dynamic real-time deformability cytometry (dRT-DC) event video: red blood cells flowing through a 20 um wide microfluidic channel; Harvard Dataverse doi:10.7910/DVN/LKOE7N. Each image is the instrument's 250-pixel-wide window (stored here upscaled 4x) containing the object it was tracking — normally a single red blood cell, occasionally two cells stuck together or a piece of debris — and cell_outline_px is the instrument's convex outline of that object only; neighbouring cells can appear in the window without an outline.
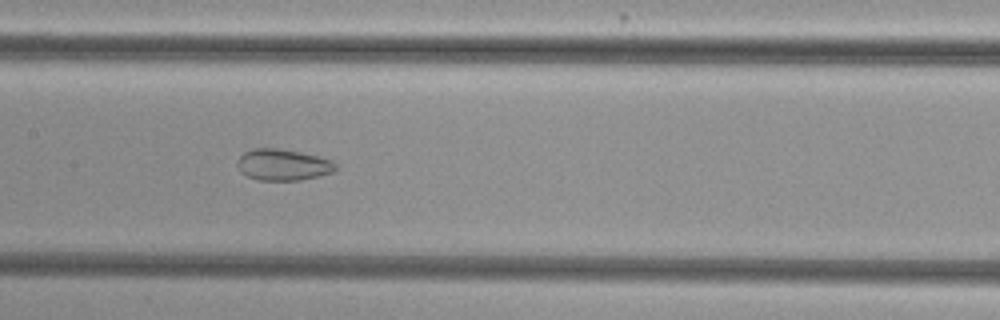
{"species": "common noctule bat (a hibernating species)", "species_latin": "Nyctalus noctula", "temperature_condition": "cold", "stored_images_in_passage": 37, "camera_frame_rate_fps": 3000, "um_per_image_px": 0.085, "animal": {"sex": "female", "body_mass_g": 29.2, "forearm_length_mm": 56.3}, "frame": {"image": 1, "passage_image": 16, "time_ms": 5.0, "image_size_px": [1000, 320], "cell_outline_px": [[336, 168], [332, 172], [320, 176], [300, 180], [256, 180], [240, 172], [236, 164], [240, 156], [244, 152], [252, 148], [276, 148], [300, 152], [320, 156], [332, 160], [336, 164]], "centroid_in_image_um": [24.04, 14.0], "position_along_channel_um": 183.4, "area_um2": 18.09}}
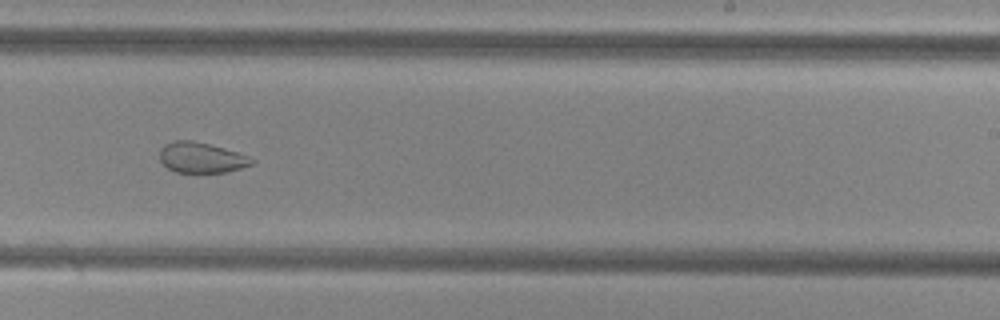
{"frame": {"image": 2, "passage_image": 23, "time_ms": 7.333, "image_size_px": [1000, 320], "cell_outline_px": [[256, 160], [252, 164], [240, 168], [224, 172], [196, 176], [176, 172], [168, 168], [160, 160], [160, 148], [164, 144], [172, 140], [192, 140], [224, 148], [248, 156]], "centroid_in_image_um": [17.08, 13.44], "position_along_channel_um": 271.9, "area_um2": 16.94}}
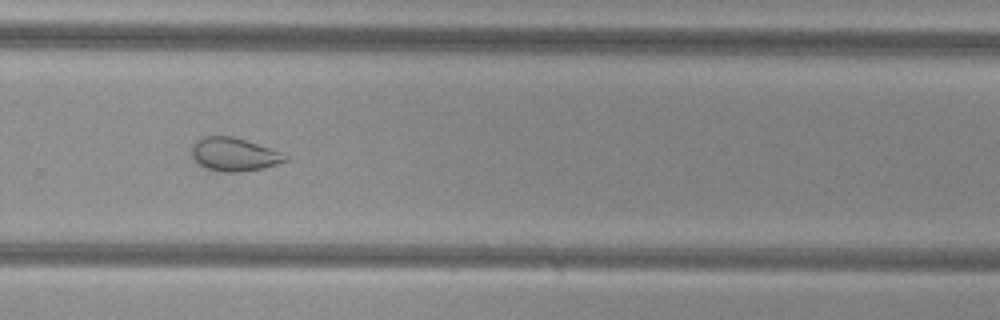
{"frame": {"image": 3, "passage_image": 26, "time_ms": 8.333, "image_size_px": [1000, 320], "cell_outline_px": [[288, 160], [264, 168], [240, 172], [220, 172], [208, 168], [200, 164], [192, 156], [192, 148], [196, 140], [204, 136], [232, 136], [280, 152], [288, 156]], "centroid_in_image_um": [19.89, 13.13], "position_along_channel_um": 309.9, "area_um2": 17.86}}